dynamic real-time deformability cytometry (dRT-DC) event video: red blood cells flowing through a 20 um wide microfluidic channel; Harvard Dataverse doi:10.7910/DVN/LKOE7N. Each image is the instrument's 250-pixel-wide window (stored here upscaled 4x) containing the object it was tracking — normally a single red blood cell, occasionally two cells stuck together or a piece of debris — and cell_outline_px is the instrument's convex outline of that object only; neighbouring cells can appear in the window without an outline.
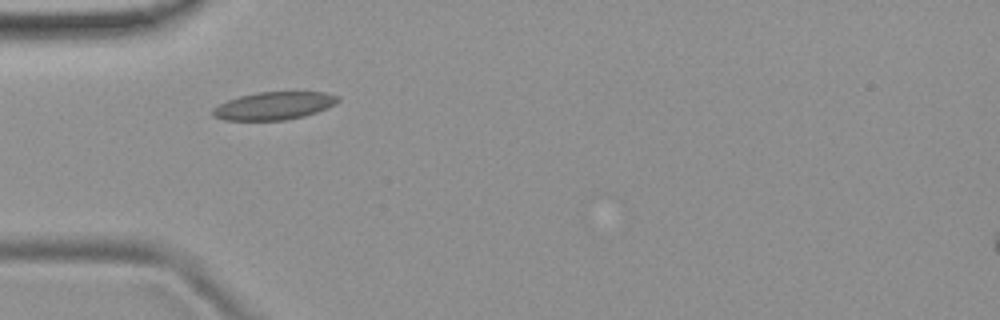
{"species": "common noctule bat (a hibernating species)", "species_latin": "Nyctalus noctula", "temperature_condition": "room temperature", "stored_images_in_passage": 8, "camera_frame_rate_fps": 3000, "um_per_image_px": 0.085, "animal": {"sex": "female", "body_mass_g": 19.9}, "frame": {"image": 1, "passage_image": 3, "time_ms": 2.333, "image_size_px": [1000, 320], "cell_outline_px": [[340, 100], [336, 104], [328, 108], [304, 116], [284, 120], [224, 120], [212, 116], [212, 108], [228, 100], [240, 96], [256, 92], [324, 92], [340, 96]], "centroid_in_image_um": [23.3, 8.99], "position_along_channel_um": 61.7, "area_um2": 20.35}}
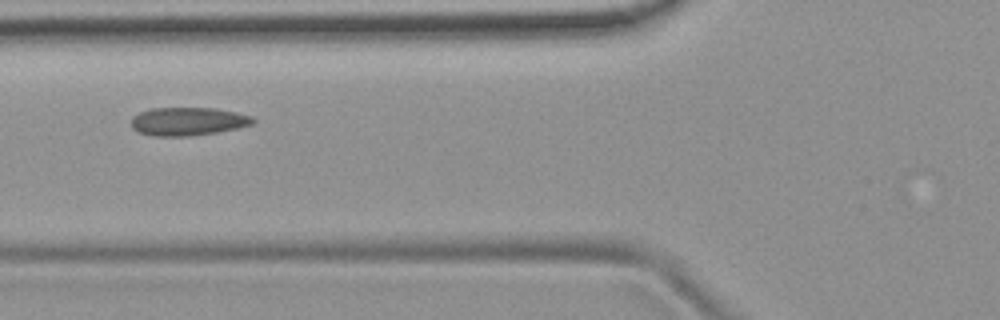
{"frame": {"image": 2, "passage_image": 4, "time_ms": 3.667, "image_size_px": [1000, 320], "cell_outline_px": [[256, 120], [252, 124], [236, 128], [216, 132], [192, 136], [152, 136], [140, 132], [132, 128], [132, 116], [140, 112], [152, 108], [216, 108], [236, 112], [252, 116]], "centroid_in_image_um": [15.97, 10.31], "position_along_channel_um": 109.8, "area_um2": 20.0}}
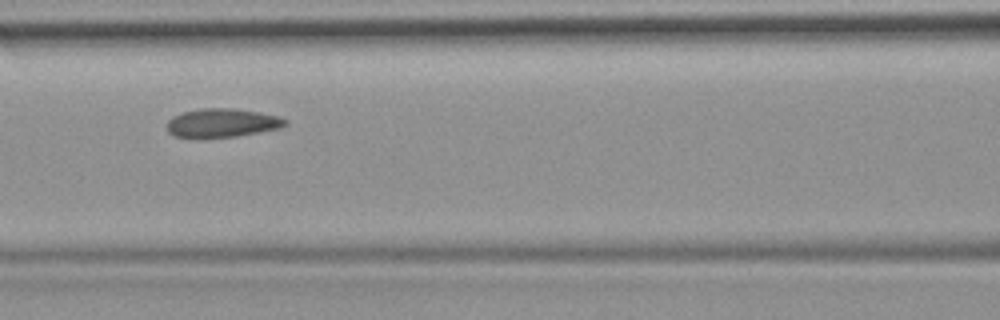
{"frame": {"image": 3, "passage_image": 5, "time_ms": 4.667, "image_size_px": [1000, 320], "cell_outline_px": [[288, 124], [280, 128], [236, 136], [204, 140], [196, 140], [172, 136], [168, 132], [168, 120], [172, 116], [184, 112], [200, 108], [232, 108], [280, 116], [288, 120]], "centroid_in_image_um": [18.82, 10.49], "position_along_channel_um": 147.8, "area_um2": 20.4}}